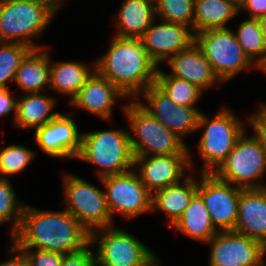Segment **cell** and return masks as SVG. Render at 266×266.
<instances>
[{
	"label": "cell",
	"mask_w": 266,
	"mask_h": 266,
	"mask_svg": "<svg viewBox=\"0 0 266 266\" xmlns=\"http://www.w3.org/2000/svg\"><path fill=\"white\" fill-rule=\"evenodd\" d=\"M10 179L0 178V224L11 223V236L19 229L25 203L18 202ZM12 221V222H10Z\"/></svg>",
	"instance_id": "4dcf8cb0"
},
{
	"label": "cell",
	"mask_w": 266,
	"mask_h": 266,
	"mask_svg": "<svg viewBox=\"0 0 266 266\" xmlns=\"http://www.w3.org/2000/svg\"><path fill=\"white\" fill-rule=\"evenodd\" d=\"M155 84L177 105L181 106L195 108L203 94V90L198 86L187 80L166 74L159 68L157 69Z\"/></svg>",
	"instance_id": "83f0119b"
},
{
	"label": "cell",
	"mask_w": 266,
	"mask_h": 266,
	"mask_svg": "<svg viewBox=\"0 0 266 266\" xmlns=\"http://www.w3.org/2000/svg\"><path fill=\"white\" fill-rule=\"evenodd\" d=\"M90 244H98L95 253L97 266H142L154 255L131 233L114 226L91 232Z\"/></svg>",
	"instance_id": "30bf717a"
},
{
	"label": "cell",
	"mask_w": 266,
	"mask_h": 266,
	"mask_svg": "<svg viewBox=\"0 0 266 266\" xmlns=\"http://www.w3.org/2000/svg\"><path fill=\"white\" fill-rule=\"evenodd\" d=\"M113 220L115 214L132 219L152 211V193L143 185L135 169L100 178Z\"/></svg>",
	"instance_id": "8fae6325"
},
{
	"label": "cell",
	"mask_w": 266,
	"mask_h": 266,
	"mask_svg": "<svg viewBox=\"0 0 266 266\" xmlns=\"http://www.w3.org/2000/svg\"><path fill=\"white\" fill-rule=\"evenodd\" d=\"M17 99L14 125L17 128H38L52 121L60 112H52L56 99L45 93H26ZM52 112V113H51Z\"/></svg>",
	"instance_id": "cb8c5ba5"
},
{
	"label": "cell",
	"mask_w": 266,
	"mask_h": 266,
	"mask_svg": "<svg viewBox=\"0 0 266 266\" xmlns=\"http://www.w3.org/2000/svg\"><path fill=\"white\" fill-rule=\"evenodd\" d=\"M199 182L197 193L203 199L215 229L218 232L234 230L243 188L217 179L212 173H201Z\"/></svg>",
	"instance_id": "7c38bea8"
},
{
	"label": "cell",
	"mask_w": 266,
	"mask_h": 266,
	"mask_svg": "<svg viewBox=\"0 0 266 266\" xmlns=\"http://www.w3.org/2000/svg\"><path fill=\"white\" fill-rule=\"evenodd\" d=\"M125 97L115 85L94 70L69 103L103 120H110L116 100Z\"/></svg>",
	"instance_id": "ac0fdd59"
},
{
	"label": "cell",
	"mask_w": 266,
	"mask_h": 266,
	"mask_svg": "<svg viewBox=\"0 0 266 266\" xmlns=\"http://www.w3.org/2000/svg\"><path fill=\"white\" fill-rule=\"evenodd\" d=\"M166 62L172 71L169 75L187 80L203 91L213 84L222 83L195 42L188 49L169 57Z\"/></svg>",
	"instance_id": "ffe728a7"
},
{
	"label": "cell",
	"mask_w": 266,
	"mask_h": 266,
	"mask_svg": "<svg viewBox=\"0 0 266 266\" xmlns=\"http://www.w3.org/2000/svg\"><path fill=\"white\" fill-rule=\"evenodd\" d=\"M190 159V154L134 156L133 169L138 172L143 185L153 194L157 190L180 183L182 178H187L184 177V171L193 167Z\"/></svg>",
	"instance_id": "9a60e30c"
},
{
	"label": "cell",
	"mask_w": 266,
	"mask_h": 266,
	"mask_svg": "<svg viewBox=\"0 0 266 266\" xmlns=\"http://www.w3.org/2000/svg\"><path fill=\"white\" fill-rule=\"evenodd\" d=\"M50 60L44 48L32 49L16 70V86L25 93H42L49 88Z\"/></svg>",
	"instance_id": "7402d4cb"
},
{
	"label": "cell",
	"mask_w": 266,
	"mask_h": 266,
	"mask_svg": "<svg viewBox=\"0 0 266 266\" xmlns=\"http://www.w3.org/2000/svg\"><path fill=\"white\" fill-rule=\"evenodd\" d=\"M17 98L15 99L8 88H0V118L7 116L14 111V120L16 117Z\"/></svg>",
	"instance_id": "8d00e7d4"
},
{
	"label": "cell",
	"mask_w": 266,
	"mask_h": 266,
	"mask_svg": "<svg viewBox=\"0 0 266 266\" xmlns=\"http://www.w3.org/2000/svg\"><path fill=\"white\" fill-rule=\"evenodd\" d=\"M35 142L47 156L76 159L80 152L82 133L75 119L59 113L52 121L35 129Z\"/></svg>",
	"instance_id": "2e32d148"
},
{
	"label": "cell",
	"mask_w": 266,
	"mask_h": 266,
	"mask_svg": "<svg viewBox=\"0 0 266 266\" xmlns=\"http://www.w3.org/2000/svg\"><path fill=\"white\" fill-rule=\"evenodd\" d=\"M19 249L46 250L63 255L90 244V233L67 211H45L24 205L19 229L10 239Z\"/></svg>",
	"instance_id": "6da1fadb"
},
{
	"label": "cell",
	"mask_w": 266,
	"mask_h": 266,
	"mask_svg": "<svg viewBox=\"0 0 266 266\" xmlns=\"http://www.w3.org/2000/svg\"><path fill=\"white\" fill-rule=\"evenodd\" d=\"M155 9L162 21L183 24L193 30L194 0H159Z\"/></svg>",
	"instance_id": "1f68e13d"
},
{
	"label": "cell",
	"mask_w": 266,
	"mask_h": 266,
	"mask_svg": "<svg viewBox=\"0 0 266 266\" xmlns=\"http://www.w3.org/2000/svg\"><path fill=\"white\" fill-rule=\"evenodd\" d=\"M9 1H16V2H33L43 6H46L53 14H57L60 8H62V1L63 0H9Z\"/></svg>",
	"instance_id": "ab89813d"
},
{
	"label": "cell",
	"mask_w": 266,
	"mask_h": 266,
	"mask_svg": "<svg viewBox=\"0 0 266 266\" xmlns=\"http://www.w3.org/2000/svg\"><path fill=\"white\" fill-rule=\"evenodd\" d=\"M158 65L149 57L140 38L114 36L108 51L94 60V70L108 79L127 98L156 82Z\"/></svg>",
	"instance_id": "7a4b0ae2"
},
{
	"label": "cell",
	"mask_w": 266,
	"mask_h": 266,
	"mask_svg": "<svg viewBox=\"0 0 266 266\" xmlns=\"http://www.w3.org/2000/svg\"><path fill=\"white\" fill-rule=\"evenodd\" d=\"M63 190L67 210L89 233L113 226L104 190L77 176L64 174Z\"/></svg>",
	"instance_id": "ba28073f"
},
{
	"label": "cell",
	"mask_w": 266,
	"mask_h": 266,
	"mask_svg": "<svg viewBox=\"0 0 266 266\" xmlns=\"http://www.w3.org/2000/svg\"><path fill=\"white\" fill-rule=\"evenodd\" d=\"M31 50L24 44L0 42V88H8L7 82L14 81L16 70Z\"/></svg>",
	"instance_id": "f546056e"
},
{
	"label": "cell",
	"mask_w": 266,
	"mask_h": 266,
	"mask_svg": "<svg viewBox=\"0 0 266 266\" xmlns=\"http://www.w3.org/2000/svg\"><path fill=\"white\" fill-rule=\"evenodd\" d=\"M247 118V122H249L254 130L253 132H255L253 136L266 152V104L261 105L259 111Z\"/></svg>",
	"instance_id": "e575fe53"
},
{
	"label": "cell",
	"mask_w": 266,
	"mask_h": 266,
	"mask_svg": "<svg viewBox=\"0 0 266 266\" xmlns=\"http://www.w3.org/2000/svg\"><path fill=\"white\" fill-rule=\"evenodd\" d=\"M173 227L187 237L202 243L208 242L218 233L212 224L204 201L198 193L192 197Z\"/></svg>",
	"instance_id": "d4e9b609"
},
{
	"label": "cell",
	"mask_w": 266,
	"mask_h": 266,
	"mask_svg": "<svg viewBox=\"0 0 266 266\" xmlns=\"http://www.w3.org/2000/svg\"><path fill=\"white\" fill-rule=\"evenodd\" d=\"M234 34L244 53L256 64L266 51V44L258 20L249 18L242 21Z\"/></svg>",
	"instance_id": "f1b7e54d"
},
{
	"label": "cell",
	"mask_w": 266,
	"mask_h": 266,
	"mask_svg": "<svg viewBox=\"0 0 266 266\" xmlns=\"http://www.w3.org/2000/svg\"><path fill=\"white\" fill-rule=\"evenodd\" d=\"M239 12L234 0H194L193 33L227 28L226 23Z\"/></svg>",
	"instance_id": "484cf974"
},
{
	"label": "cell",
	"mask_w": 266,
	"mask_h": 266,
	"mask_svg": "<svg viewBox=\"0 0 266 266\" xmlns=\"http://www.w3.org/2000/svg\"><path fill=\"white\" fill-rule=\"evenodd\" d=\"M9 251L11 258L0 262V266H27L23 252L12 241Z\"/></svg>",
	"instance_id": "f35d334b"
},
{
	"label": "cell",
	"mask_w": 266,
	"mask_h": 266,
	"mask_svg": "<svg viewBox=\"0 0 266 266\" xmlns=\"http://www.w3.org/2000/svg\"><path fill=\"white\" fill-rule=\"evenodd\" d=\"M115 19V36L140 38L156 20L155 4L147 0H124Z\"/></svg>",
	"instance_id": "44dd1931"
},
{
	"label": "cell",
	"mask_w": 266,
	"mask_h": 266,
	"mask_svg": "<svg viewBox=\"0 0 266 266\" xmlns=\"http://www.w3.org/2000/svg\"><path fill=\"white\" fill-rule=\"evenodd\" d=\"M245 132L212 174L243 189L265 188L266 184L259 179L266 174V152L254 136L245 135Z\"/></svg>",
	"instance_id": "52a82bcc"
},
{
	"label": "cell",
	"mask_w": 266,
	"mask_h": 266,
	"mask_svg": "<svg viewBox=\"0 0 266 266\" xmlns=\"http://www.w3.org/2000/svg\"><path fill=\"white\" fill-rule=\"evenodd\" d=\"M139 95L147 102L137 101L139 105L183 141V137L197 131L198 108L177 105L156 84L150 85Z\"/></svg>",
	"instance_id": "5bb4252c"
},
{
	"label": "cell",
	"mask_w": 266,
	"mask_h": 266,
	"mask_svg": "<svg viewBox=\"0 0 266 266\" xmlns=\"http://www.w3.org/2000/svg\"><path fill=\"white\" fill-rule=\"evenodd\" d=\"M200 129L204 130L197 149L205 166L199 172L212 173L233 150L245 127L234 112L225 107L211 120L200 112L197 131Z\"/></svg>",
	"instance_id": "5b68a950"
},
{
	"label": "cell",
	"mask_w": 266,
	"mask_h": 266,
	"mask_svg": "<svg viewBox=\"0 0 266 266\" xmlns=\"http://www.w3.org/2000/svg\"><path fill=\"white\" fill-rule=\"evenodd\" d=\"M53 17L46 6L37 3L0 0V42L43 48L31 39L40 37Z\"/></svg>",
	"instance_id": "8992f818"
},
{
	"label": "cell",
	"mask_w": 266,
	"mask_h": 266,
	"mask_svg": "<svg viewBox=\"0 0 266 266\" xmlns=\"http://www.w3.org/2000/svg\"><path fill=\"white\" fill-rule=\"evenodd\" d=\"M50 61L49 89L69 96V102L77 95L79 89L85 84L87 78L94 71L91 67L78 61Z\"/></svg>",
	"instance_id": "4316f807"
},
{
	"label": "cell",
	"mask_w": 266,
	"mask_h": 266,
	"mask_svg": "<svg viewBox=\"0 0 266 266\" xmlns=\"http://www.w3.org/2000/svg\"><path fill=\"white\" fill-rule=\"evenodd\" d=\"M266 247V187L242 189L234 230Z\"/></svg>",
	"instance_id": "d6986e66"
},
{
	"label": "cell",
	"mask_w": 266,
	"mask_h": 266,
	"mask_svg": "<svg viewBox=\"0 0 266 266\" xmlns=\"http://www.w3.org/2000/svg\"><path fill=\"white\" fill-rule=\"evenodd\" d=\"M239 10L250 13L249 18L257 19L266 15V0H244L239 5Z\"/></svg>",
	"instance_id": "74e56055"
},
{
	"label": "cell",
	"mask_w": 266,
	"mask_h": 266,
	"mask_svg": "<svg viewBox=\"0 0 266 266\" xmlns=\"http://www.w3.org/2000/svg\"><path fill=\"white\" fill-rule=\"evenodd\" d=\"M26 259L27 266H61L63 254L46 250L31 251V249H20Z\"/></svg>",
	"instance_id": "836d02e7"
},
{
	"label": "cell",
	"mask_w": 266,
	"mask_h": 266,
	"mask_svg": "<svg viewBox=\"0 0 266 266\" xmlns=\"http://www.w3.org/2000/svg\"><path fill=\"white\" fill-rule=\"evenodd\" d=\"M255 69H259L266 74V51L264 52L262 58L255 64Z\"/></svg>",
	"instance_id": "b9f144b4"
},
{
	"label": "cell",
	"mask_w": 266,
	"mask_h": 266,
	"mask_svg": "<svg viewBox=\"0 0 266 266\" xmlns=\"http://www.w3.org/2000/svg\"><path fill=\"white\" fill-rule=\"evenodd\" d=\"M195 43L222 84L246 68H255V64L239 45L234 32L228 27L198 32L195 34Z\"/></svg>",
	"instance_id": "9c48e42d"
},
{
	"label": "cell",
	"mask_w": 266,
	"mask_h": 266,
	"mask_svg": "<svg viewBox=\"0 0 266 266\" xmlns=\"http://www.w3.org/2000/svg\"><path fill=\"white\" fill-rule=\"evenodd\" d=\"M159 258L154 254L145 264L142 266H160Z\"/></svg>",
	"instance_id": "7bdbcfd3"
},
{
	"label": "cell",
	"mask_w": 266,
	"mask_h": 266,
	"mask_svg": "<svg viewBox=\"0 0 266 266\" xmlns=\"http://www.w3.org/2000/svg\"><path fill=\"white\" fill-rule=\"evenodd\" d=\"M147 1H150V2H152L153 4H156L159 0H147Z\"/></svg>",
	"instance_id": "f6af8a7d"
},
{
	"label": "cell",
	"mask_w": 266,
	"mask_h": 266,
	"mask_svg": "<svg viewBox=\"0 0 266 266\" xmlns=\"http://www.w3.org/2000/svg\"><path fill=\"white\" fill-rule=\"evenodd\" d=\"M154 20L140 37L149 57L158 65L169 57L188 49L195 42L192 28L179 23ZM189 29V30H188Z\"/></svg>",
	"instance_id": "e0dca14e"
},
{
	"label": "cell",
	"mask_w": 266,
	"mask_h": 266,
	"mask_svg": "<svg viewBox=\"0 0 266 266\" xmlns=\"http://www.w3.org/2000/svg\"><path fill=\"white\" fill-rule=\"evenodd\" d=\"M35 153L24 145L11 144L0 150V178L18 174L26 169Z\"/></svg>",
	"instance_id": "d6a6232c"
},
{
	"label": "cell",
	"mask_w": 266,
	"mask_h": 266,
	"mask_svg": "<svg viewBox=\"0 0 266 266\" xmlns=\"http://www.w3.org/2000/svg\"><path fill=\"white\" fill-rule=\"evenodd\" d=\"M136 100V101H135ZM123 105L130 133V145L134 156L190 154L189 146L176 134L151 116L133 99Z\"/></svg>",
	"instance_id": "277c9868"
},
{
	"label": "cell",
	"mask_w": 266,
	"mask_h": 266,
	"mask_svg": "<svg viewBox=\"0 0 266 266\" xmlns=\"http://www.w3.org/2000/svg\"><path fill=\"white\" fill-rule=\"evenodd\" d=\"M238 5H240L244 0H234Z\"/></svg>",
	"instance_id": "ee69618b"
},
{
	"label": "cell",
	"mask_w": 266,
	"mask_h": 266,
	"mask_svg": "<svg viewBox=\"0 0 266 266\" xmlns=\"http://www.w3.org/2000/svg\"><path fill=\"white\" fill-rule=\"evenodd\" d=\"M197 187L198 181L188 174L184 183L180 182L154 192L152 210L155 208L167 215V224L173 226L197 193Z\"/></svg>",
	"instance_id": "603a6c76"
},
{
	"label": "cell",
	"mask_w": 266,
	"mask_h": 266,
	"mask_svg": "<svg viewBox=\"0 0 266 266\" xmlns=\"http://www.w3.org/2000/svg\"><path fill=\"white\" fill-rule=\"evenodd\" d=\"M257 20H258L260 29L262 31L265 44H266V15L257 18Z\"/></svg>",
	"instance_id": "60d3db41"
},
{
	"label": "cell",
	"mask_w": 266,
	"mask_h": 266,
	"mask_svg": "<svg viewBox=\"0 0 266 266\" xmlns=\"http://www.w3.org/2000/svg\"><path fill=\"white\" fill-rule=\"evenodd\" d=\"M211 244L209 266H266V247L235 231H220Z\"/></svg>",
	"instance_id": "4fadbf2b"
},
{
	"label": "cell",
	"mask_w": 266,
	"mask_h": 266,
	"mask_svg": "<svg viewBox=\"0 0 266 266\" xmlns=\"http://www.w3.org/2000/svg\"><path fill=\"white\" fill-rule=\"evenodd\" d=\"M89 244L84 249L63 255V261L61 266H97L96 256L91 249Z\"/></svg>",
	"instance_id": "d590c367"
},
{
	"label": "cell",
	"mask_w": 266,
	"mask_h": 266,
	"mask_svg": "<svg viewBox=\"0 0 266 266\" xmlns=\"http://www.w3.org/2000/svg\"><path fill=\"white\" fill-rule=\"evenodd\" d=\"M130 133L124 129L96 130L82 133L76 159L100 167V178L121 174L134 168Z\"/></svg>",
	"instance_id": "3957f363"
}]
</instances>
